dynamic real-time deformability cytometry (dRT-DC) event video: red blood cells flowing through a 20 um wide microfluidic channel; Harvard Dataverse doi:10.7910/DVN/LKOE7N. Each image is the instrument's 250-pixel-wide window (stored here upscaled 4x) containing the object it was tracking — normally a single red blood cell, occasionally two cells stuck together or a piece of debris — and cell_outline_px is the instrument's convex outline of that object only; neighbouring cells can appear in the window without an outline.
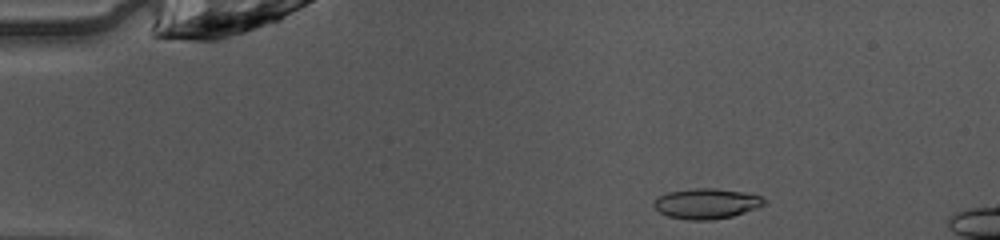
{"species": "common noctule bat (a hibernating species)", "species_latin": "Nyctalus noctula", "temperature_condition": "warm", "stored_images_in_passage": 7, "camera_frame_rate_fps": 3000, "um_per_image_px": 0.085, "animal": {"sex": "female", "body_mass_g": 10.0, "forearm_length_mm": 53.1}, "frame": {"image": 1, "passage_image": 7, "time_ms": 2.0, "image_size_px": [1000, 240], "cell_outline_px": [[764, 204], [756, 208], [732, 216], [712, 220], [688, 220], [668, 216], [660, 212], [652, 204], [656, 196], [668, 192], [696, 188], [712, 188], [744, 192], [760, 196], [764, 200]], "centroid_in_image_um": [60.0, 17.3], "position_along_channel_um": 25.0, "area_um2": 19.36}}